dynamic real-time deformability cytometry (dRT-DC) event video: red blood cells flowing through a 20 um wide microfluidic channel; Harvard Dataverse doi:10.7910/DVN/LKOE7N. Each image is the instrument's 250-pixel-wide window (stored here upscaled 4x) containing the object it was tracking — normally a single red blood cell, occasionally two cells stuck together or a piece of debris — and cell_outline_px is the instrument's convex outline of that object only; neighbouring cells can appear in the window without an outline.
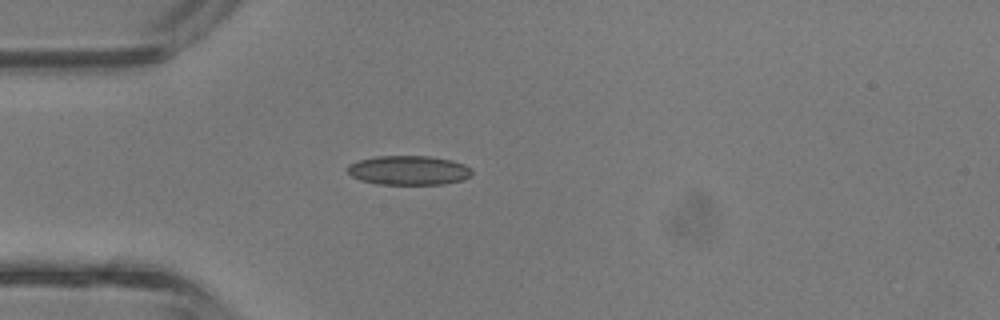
{"species": "common noctule bat (a hibernating species)", "species_latin": "Nyctalus noctula", "temperature_condition": "room temperature", "stored_images_in_passage": 1, "camera_frame_rate_fps": 3000, "um_per_image_px": 0.085, "animal": {"sex": "male", "body_mass_g": 13.3}, "frame": {"image": 1, "passage_image": 1, "time_ms": 0.0, "image_size_px": [1000, 320], "cell_outline_px": [[472, 176], [464, 180], [444, 184], [376, 184], [360, 180], [352, 176], [344, 168], [348, 164], [360, 160], [376, 156], [428, 156], [452, 160], [464, 164], [472, 168]], "centroid_in_image_um": [34.75, 14.48], "position_along_channel_um": 50.3, "area_um2": 21.5}}